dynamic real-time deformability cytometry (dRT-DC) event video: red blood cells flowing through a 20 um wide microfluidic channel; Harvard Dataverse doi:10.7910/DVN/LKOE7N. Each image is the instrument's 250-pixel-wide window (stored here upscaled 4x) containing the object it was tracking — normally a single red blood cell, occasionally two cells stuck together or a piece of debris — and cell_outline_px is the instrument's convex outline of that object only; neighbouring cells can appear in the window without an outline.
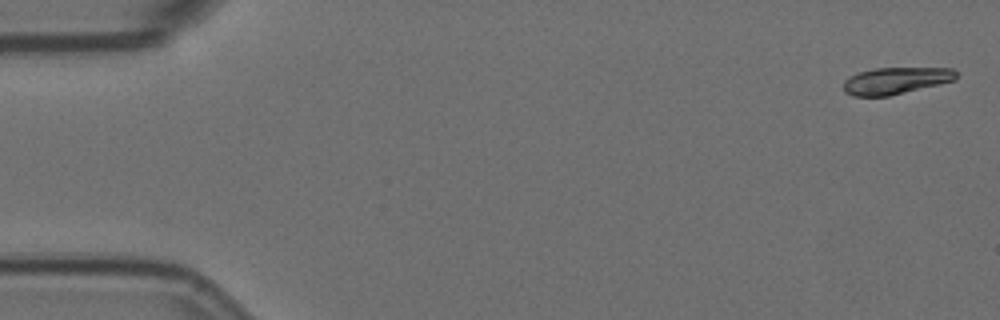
{"species": "Egyptian fruit bat (a non-hibernating species)", "species_latin": "Rousettus aegyptiacus", "temperature_condition": "room temperature", "stored_images_in_passage": 12, "segment_of_instrument_passage": [1, 2], "camera_frame_rate_fps": 3000, "um_per_image_px": 0.085, "animal": {"sex": "female"}, "frame": {"image": 1, "passage_image": 1, "time_ms": 0.0, "image_size_px": [1000, 320], "cell_outline_px": [[956, 80], [888, 96], [852, 96], [844, 92], [844, 80], [848, 76], [872, 68], [952, 68], [956, 72]], "centroid_in_image_um": [76.1, 6.85], "position_along_channel_um": 8.9, "area_um2": 17.57}}
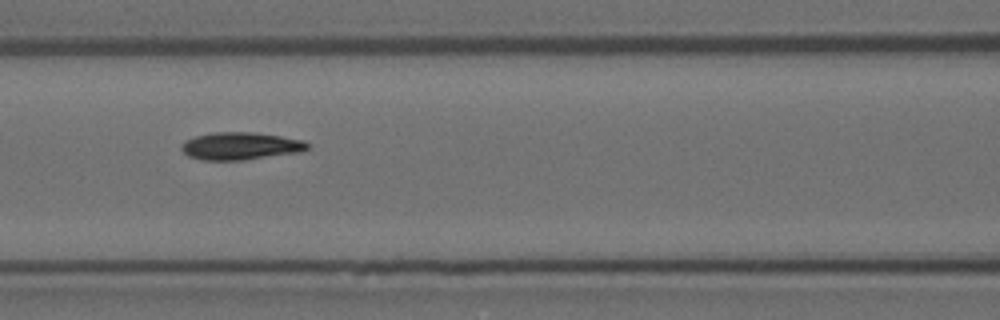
{"frame": {"image": 2, "passage_image": 7, "time_ms": 2.0, "image_size_px": [1000, 320], "cell_outline_px": [[312, 144], [308, 148], [300, 152], [244, 160], [204, 160], [188, 156], [180, 148], [180, 144], [184, 140], [196, 136], [216, 132], [252, 132], [280, 136], [304, 140]], "centroid_in_image_um": [20.45, 12.41], "position_along_channel_um": 146.2, "area_um2": 20.29}}
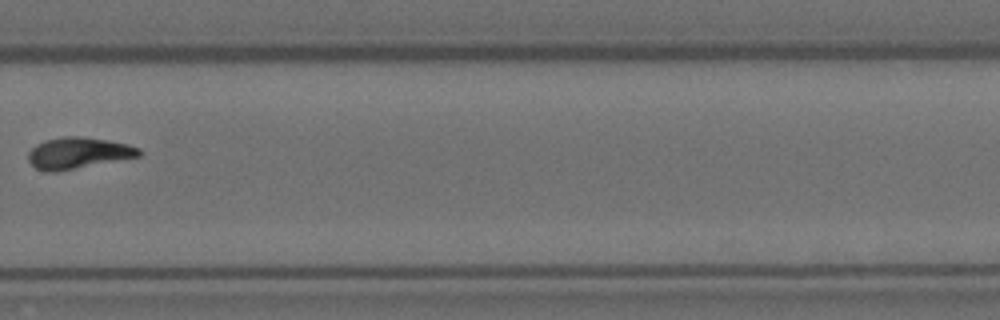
{"frame": {"image": 3, "passage_image": 11, "time_ms": 3.333, "image_size_px": [1000, 320], "cell_outline_px": [[140, 156], [56, 172], [48, 172], [36, 168], [28, 160], [28, 152], [36, 144], [44, 140], [64, 136], [76, 136], [108, 140], [128, 144], [140, 148]], "centroid_in_image_um": [6.62, 13.0], "position_along_channel_um": 323.2, "area_um2": 20.11}}